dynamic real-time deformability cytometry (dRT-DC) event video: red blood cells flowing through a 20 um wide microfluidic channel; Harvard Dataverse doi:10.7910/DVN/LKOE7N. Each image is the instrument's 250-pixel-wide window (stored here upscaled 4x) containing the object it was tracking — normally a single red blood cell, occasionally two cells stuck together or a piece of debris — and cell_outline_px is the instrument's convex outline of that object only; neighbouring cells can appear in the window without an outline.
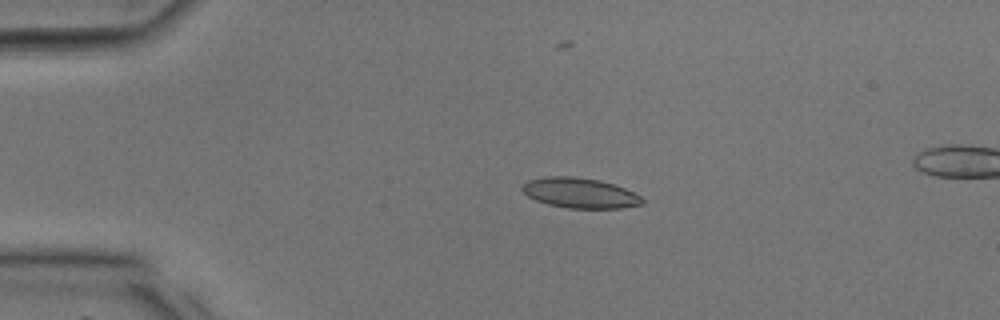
{"species": "common noctule bat (a hibernating species)", "species_latin": "Nyctalus noctula", "temperature_condition": "room temperature", "stored_images_in_passage": 33, "segment_of_instrument_passage": [1, 2], "camera_frame_rate_fps": 3000, "um_per_image_px": 0.085, "animal": {"sex": "male", "body_mass_g": 17.9, "forearm_length_mm": 54.2}, "frame": {"image": 1, "passage_image": 4, "time_ms": 1.0, "image_size_px": [1000, 320], "cell_outline_px": [[644, 204], [620, 208], [568, 208], [548, 204], [536, 200], [528, 196], [520, 188], [528, 180], [548, 176], [572, 176], [600, 180], [624, 188], [640, 196], [644, 200]], "centroid_in_image_um": [49.29, 16.4], "position_along_channel_um": 35.7, "area_um2": 20.98}}
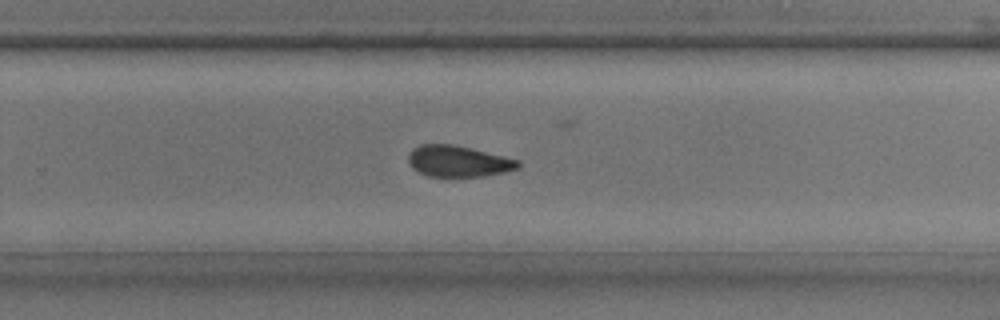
{"frame": {"image": 2, "passage_image": 20, "time_ms": 6.333, "image_size_px": [1000, 320], "cell_outline_px": [[520, 168], [504, 172], [484, 176], [428, 176], [412, 168], [408, 164], [408, 156], [412, 148], [420, 144], [452, 144], [520, 160]], "centroid_in_image_um": [38.93, 13.7], "position_along_channel_um": 290.9, "area_um2": 19.88}}
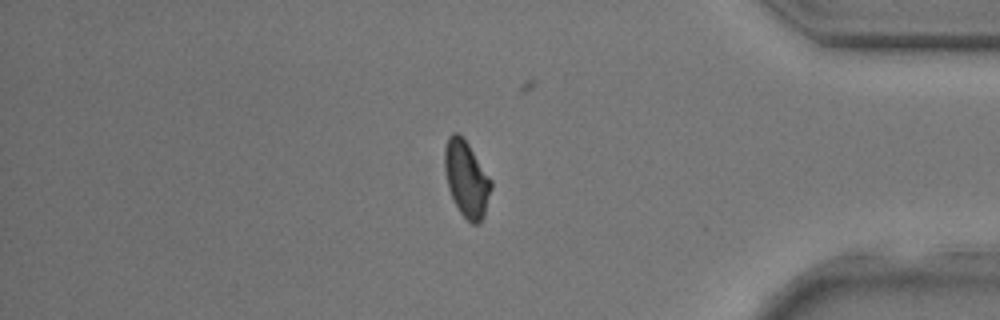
{"frame": {"image": 3, "passage_image": 27, "time_ms": 8.667, "image_size_px": [1000, 320], "cell_outline_px": [[492, 188], [484, 216], [476, 224], [472, 224], [460, 212], [448, 188], [444, 168], [444, 148], [448, 136], [452, 132], [460, 132], [464, 136], [492, 180]], "centroid_in_image_um": [39.65, 15.13], "position_along_channel_um": 395.6, "area_um2": 20.81}}